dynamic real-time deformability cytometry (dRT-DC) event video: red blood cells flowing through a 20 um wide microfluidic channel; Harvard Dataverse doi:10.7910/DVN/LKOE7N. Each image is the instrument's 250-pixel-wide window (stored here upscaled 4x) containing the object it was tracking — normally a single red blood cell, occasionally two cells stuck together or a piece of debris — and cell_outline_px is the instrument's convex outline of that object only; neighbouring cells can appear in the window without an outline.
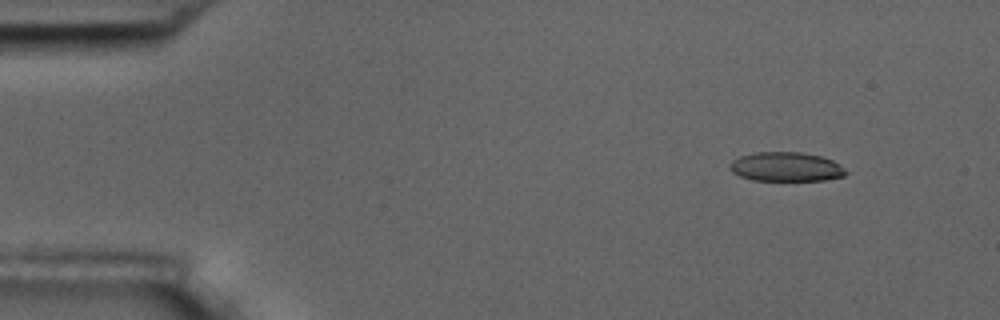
{"species": "common noctule bat (a hibernating species)", "species_latin": "Nyctalus noctula", "temperature_condition": "room temperature", "stored_images_in_passage": 5, "camera_frame_rate_fps": 3000, "um_per_image_px": 0.085, "animal": {"sex": "male", "body_mass_g": 17.5, "forearm_length_mm": 52.3}, "frame": {"image": 1, "passage_image": 1, "time_ms": 0.0, "image_size_px": [1000, 320], "cell_outline_px": [[848, 172], [844, 176], [824, 180], [752, 180], [740, 176], [732, 172], [728, 168], [728, 164], [732, 160], [740, 156], [752, 152], [800, 152], [820, 156], [832, 160], [840, 164]], "centroid_in_image_um": [66.78, 14.17], "position_along_channel_um": 18.2, "area_um2": 19.88}}